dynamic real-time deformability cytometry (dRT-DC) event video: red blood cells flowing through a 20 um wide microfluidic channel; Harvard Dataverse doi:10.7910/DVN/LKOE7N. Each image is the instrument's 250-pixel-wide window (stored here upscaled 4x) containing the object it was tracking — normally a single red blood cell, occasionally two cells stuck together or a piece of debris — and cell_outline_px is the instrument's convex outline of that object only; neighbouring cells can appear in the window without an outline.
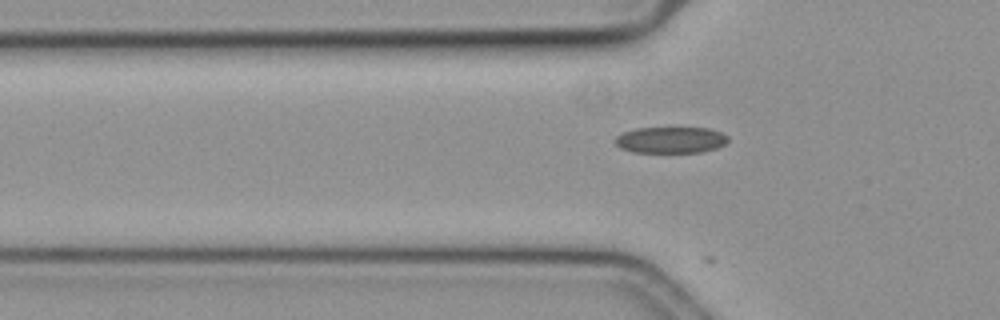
{"species": "common noctule bat (a hibernating species)", "species_latin": "Nyctalus noctula", "temperature_condition": "cold", "stored_images_in_passage": 8, "camera_frame_rate_fps": 3000, "um_per_image_px": 0.085, "animal": {"sex": "female", "body_mass_g": 19.3, "forearm_length_mm": 54.1}, "frame": {"image": 1, "passage_image": 6, "time_ms": 1.667, "image_size_px": [1000, 320], "cell_outline_px": [[728, 140], [724, 144], [716, 148], [700, 152], [632, 152], [620, 148], [616, 144], [616, 136], [624, 132], [636, 128], [708, 128], [720, 132], [728, 136]], "centroid_in_image_um": [57.0, 11.89], "position_along_channel_um": 68.8, "area_um2": 17.17}}